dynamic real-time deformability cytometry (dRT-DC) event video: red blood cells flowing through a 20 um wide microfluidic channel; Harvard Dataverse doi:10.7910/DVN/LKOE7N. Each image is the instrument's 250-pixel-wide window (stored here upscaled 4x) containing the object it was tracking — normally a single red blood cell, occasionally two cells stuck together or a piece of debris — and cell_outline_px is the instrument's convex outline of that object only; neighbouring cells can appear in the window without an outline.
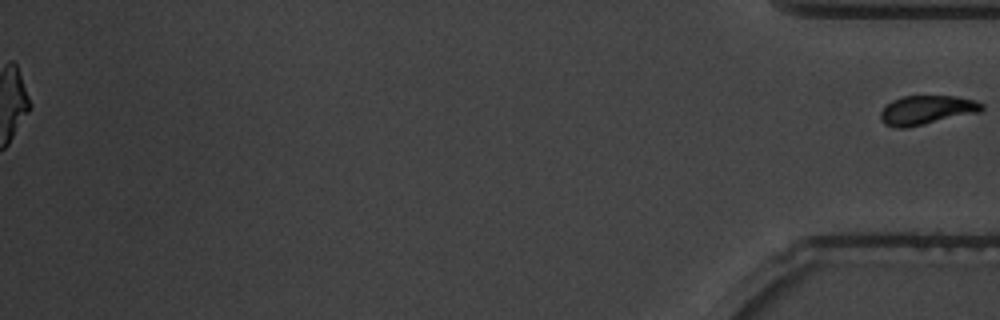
{"species": "common noctule bat (a hibernating species)", "species_latin": "Nyctalus noctula", "temperature_condition": "warm", "stored_images_in_passage": 52, "segment_of_instrument_passage": [2, 2], "camera_frame_rate_fps": 3000, "um_per_image_px": 0.085, "animal": {"sex": "male", "body_mass_g": 19.5, "forearm_length_mm": 54.6}, "frame": {"image": 1, "passage_image": 52, "time_ms": 17.0, "image_size_px": [1000, 320], "cell_outline_px": [[984, 108], [980, 112], [924, 124], [904, 128], [896, 128], [884, 124], [880, 120], [880, 112], [892, 100], [900, 96], [956, 96], [976, 100], [984, 104]], "centroid_in_image_um": [78.77, 9.35], "position_along_channel_um": 356.4, "area_um2": 17.22}}